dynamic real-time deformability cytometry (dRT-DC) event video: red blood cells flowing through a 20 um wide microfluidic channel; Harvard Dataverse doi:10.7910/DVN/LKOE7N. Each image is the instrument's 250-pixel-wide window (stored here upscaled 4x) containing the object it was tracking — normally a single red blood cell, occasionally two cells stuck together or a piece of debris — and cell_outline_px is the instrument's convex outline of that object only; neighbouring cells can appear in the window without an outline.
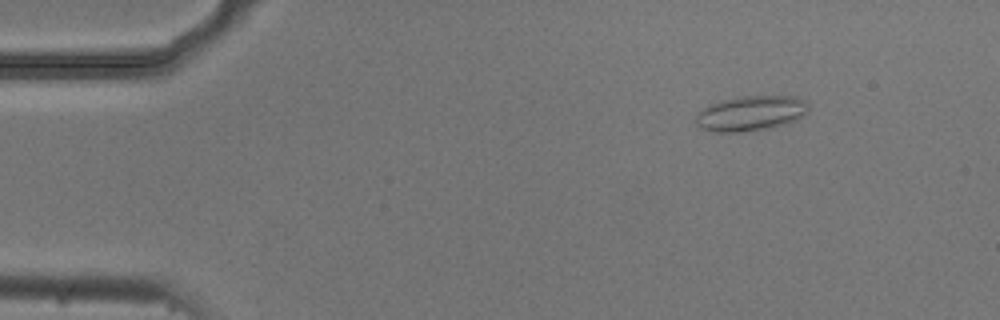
{"species": "common noctule bat (a hibernating species)", "species_latin": "Nyctalus noctula", "temperature_condition": "cold", "stored_images_in_passage": 6, "camera_frame_rate_fps": 3000, "um_per_image_px": 0.085, "animal": {"sex": "male", "body_mass_g": 20.5, "forearm_length_mm": 52.5}, "frame": {"image": 1, "passage_image": 2, "time_ms": 0.333, "image_size_px": [1000, 320], "cell_outline_px": [[808, 112], [804, 116], [796, 120], [784, 124], [768, 128], [740, 132], [716, 132], [700, 128], [696, 124], [696, 116], [708, 104], [720, 100], [740, 96], [796, 96], [808, 100]], "centroid_in_image_um": [63.85, 9.62], "position_along_channel_um": 21.2, "area_um2": 23.24}}
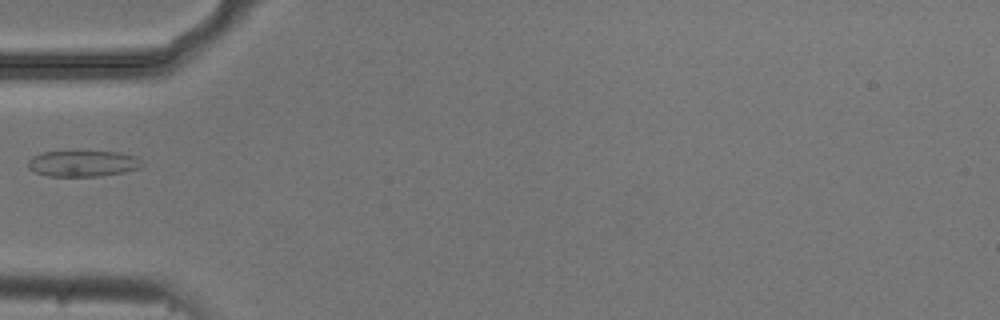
{"frame": {"image": 2, "passage_image": 5, "time_ms": 1.333, "image_size_px": [1000, 320], "cell_outline_px": [[144, 164], [140, 168], [124, 172], [100, 176], [48, 176], [36, 172], [28, 168], [28, 160], [32, 156], [44, 152], [120, 152], [136, 156]], "centroid_in_image_um": [7.07, 13.9], "position_along_channel_um": 77.9, "area_um2": 17.22}}